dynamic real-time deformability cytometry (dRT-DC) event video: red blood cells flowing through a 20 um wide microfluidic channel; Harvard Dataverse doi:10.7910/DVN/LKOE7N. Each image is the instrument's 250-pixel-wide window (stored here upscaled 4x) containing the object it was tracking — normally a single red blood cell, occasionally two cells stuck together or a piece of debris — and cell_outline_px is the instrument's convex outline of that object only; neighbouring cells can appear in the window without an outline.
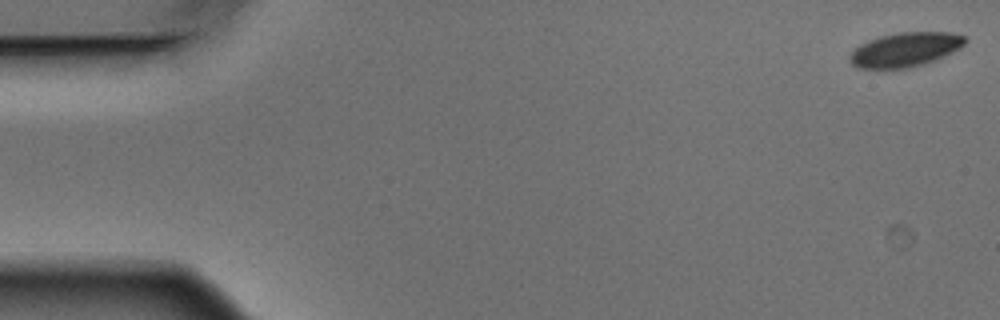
{"species": "Egyptian fruit bat (a non-hibernating species)", "species_latin": "Rousettus aegyptiacus", "temperature_condition": "warm", "stored_images_in_passage": 6, "segment_of_instrument_passage": [1, 2], "camera_frame_rate_fps": 3000, "um_per_image_px": 0.085, "animal": {"sex": "male"}, "frame": {"image": 1, "passage_image": 1, "time_ms": 0.0, "image_size_px": [1000, 320], "cell_outline_px": [[968, 40], [960, 48], [944, 56], [924, 64], [908, 68], [856, 68], [848, 60], [848, 56], [860, 44], [868, 40], [880, 36], [896, 32], [948, 32], [964, 36]], "centroid_in_image_um": [76.92, 4.21], "position_along_channel_um": 8.1, "area_um2": 23.06}}
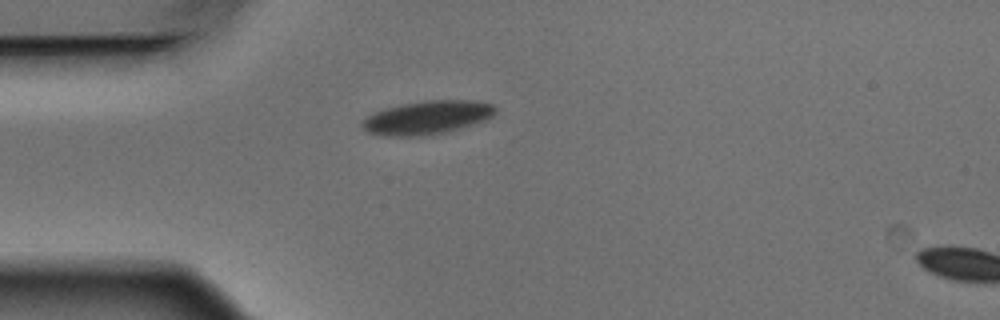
{"frame": {"image": 2, "passage_image": 5, "time_ms": 1.333, "image_size_px": [1000, 320], "cell_outline_px": [[496, 112], [492, 116], [484, 120], [472, 124], [444, 132], [420, 136], [388, 136], [368, 132], [360, 124], [368, 116], [376, 112], [400, 104], [424, 100], [476, 100], [492, 104], [496, 108]], "centroid_in_image_um": [36.33, 9.97], "position_along_channel_um": 48.7, "area_um2": 25.66}}